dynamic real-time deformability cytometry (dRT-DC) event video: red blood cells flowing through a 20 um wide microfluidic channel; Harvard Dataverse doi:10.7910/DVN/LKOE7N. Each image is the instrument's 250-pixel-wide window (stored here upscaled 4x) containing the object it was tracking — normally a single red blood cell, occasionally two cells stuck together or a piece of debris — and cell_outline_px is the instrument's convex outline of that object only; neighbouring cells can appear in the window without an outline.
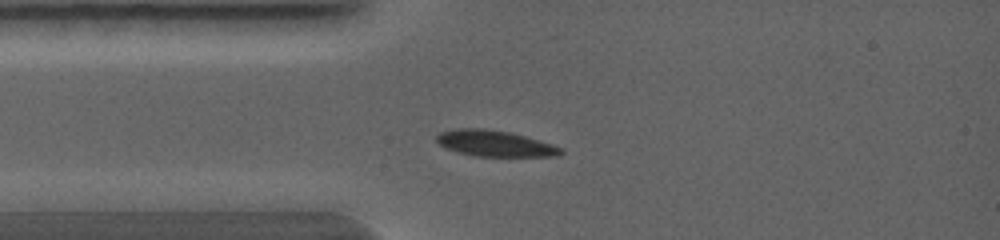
{"species": "common noctule bat (a hibernating species)", "species_latin": "Nyctalus noctula", "temperature_condition": "warm", "stored_images_in_passage": 1, "camera_frame_rate_fps": 5000, "um_per_image_px": 0.085, "animal": {"sex": "female", "body_mass_g": 19.0, "forearm_length_mm": 56.7}, "frame": {"image": 1, "passage_image": 1, "time_ms": 0.0, "image_size_px": [1000, 240], "cell_outline_px": [[564, 152], [556, 156], [472, 156], [456, 152], [444, 148], [436, 140], [436, 136], [440, 132], [456, 128], [484, 128], [508, 132], [540, 140], [564, 148]], "centroid_in_image_um": [42.04, 12.19], "position_along_channel_um": 43.0, "area_um2": 18.96}}